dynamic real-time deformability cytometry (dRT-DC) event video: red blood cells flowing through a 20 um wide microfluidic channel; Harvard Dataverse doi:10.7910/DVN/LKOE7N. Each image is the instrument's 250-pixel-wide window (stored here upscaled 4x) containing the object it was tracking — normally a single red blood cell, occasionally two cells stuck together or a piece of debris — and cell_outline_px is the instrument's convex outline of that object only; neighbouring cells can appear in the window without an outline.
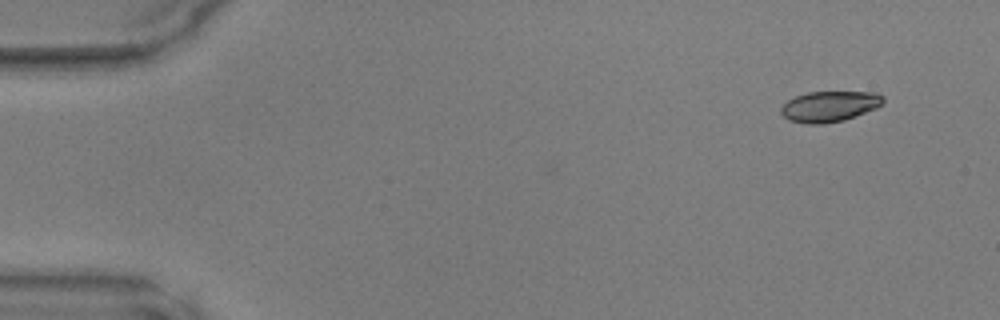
{"species": "common noctule bat (a hibernating species)", "species_latin": "Nyctalus noctula", "temperature_condition": "warm", "stored_images_in_passage": 45, "camera_frame_rate_fps": 3000, "um_per_image_px": 0.085, "animal": {"sex": "male", "body_mass_g": 17.9, "forearm_length_mm": 54.2}, "frame": {"image": 1, "passage_image": 1, "time_ms": 0.0, "image_size_px": [1000, 320], "cell_outline_px": [[884, 104], [876, 108], [856, 116], [844, 120], [824, 124], [808, 124], [788, 120], [780, 112], [780, 108], [788, 100], [796, 96], [808, 92], [876, 92], [884, 96]], "centroid_in_image_um": [70.53, 9.04], "position_along_channel_um": 14.5, "area_um2": 18.38}}
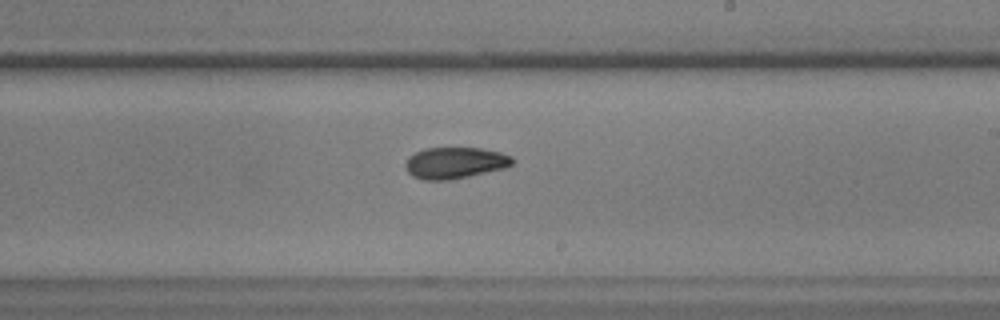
{"frame": {"image": 2, "passage_image": 26, "time_ms": 8.333, "image_size_px": [1000, 320], "cell_outline_px": [[512, 164], [504, 168], [468, 176], [448, 180], [424, 180], [412, 176], [404, 168], [404, 164], [408, 156], [424, 148], [480, 148], [500, 152], [512, 156]], "centroid_in_image_um": [38.62, 13.84], "position_along_channel_um": 250.4, "area_um2": 19.54}}
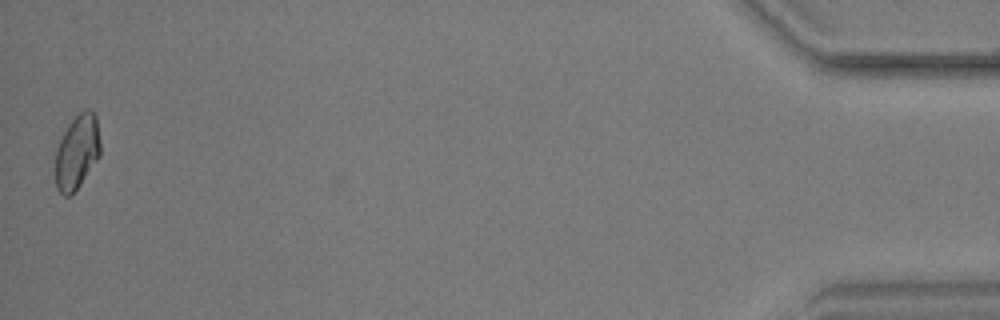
{"frame": {"image": 3, "passage_image": 45, "time_ms": 14.667, "image_size_px": [1000, 320], "cell_outline_px": [[100, 156], [80, 184], [68, 196], [64, 196], [56, 188], [56, 148], [68, 124], [80, 112], [88, 108], [96, 116], [100, 144]], "centroid_in_image_um": [6.55, 12.9], "position_along_channel_um": 428.6, "area_um2": 19.19}}